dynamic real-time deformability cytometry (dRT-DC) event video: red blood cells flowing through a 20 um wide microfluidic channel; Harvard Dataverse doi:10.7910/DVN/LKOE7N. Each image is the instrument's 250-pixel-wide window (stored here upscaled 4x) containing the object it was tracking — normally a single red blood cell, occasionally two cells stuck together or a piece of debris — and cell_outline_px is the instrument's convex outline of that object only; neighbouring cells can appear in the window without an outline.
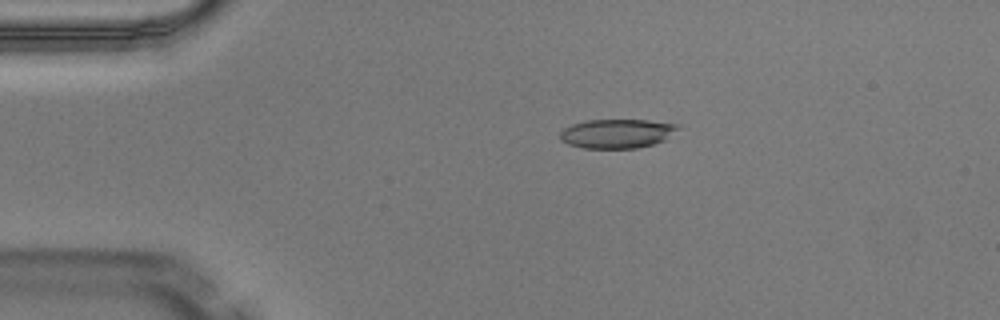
{"species": "Egyptian fruit bat (a non-hibernating species)", "species_latin": "Rousettus aegyptiacus", "temperature_condition": "warm", "stored_images_in_passage": 4, "camera_frame_rate_fps": 3000, "um_per_image_px": 0.085, "animal": {"sex": "male"}, "frame": {"image": 1, "passage_image": 3, "time_ms": 0.667, "image_size_px": [1000, 320], "cell_outline_px": [[680, 128], [664, 140], [652, 144], [636, 148], [584, 148], [568, 144], [560, 140], [560, 132], [564, 128], [572, 124], [588, 120], [648, 120], [680, 124]], "centroid_in_image_um": [52.45, 11.34], "position_along_channel_um": 32.6, "area_um2": 20.0}}